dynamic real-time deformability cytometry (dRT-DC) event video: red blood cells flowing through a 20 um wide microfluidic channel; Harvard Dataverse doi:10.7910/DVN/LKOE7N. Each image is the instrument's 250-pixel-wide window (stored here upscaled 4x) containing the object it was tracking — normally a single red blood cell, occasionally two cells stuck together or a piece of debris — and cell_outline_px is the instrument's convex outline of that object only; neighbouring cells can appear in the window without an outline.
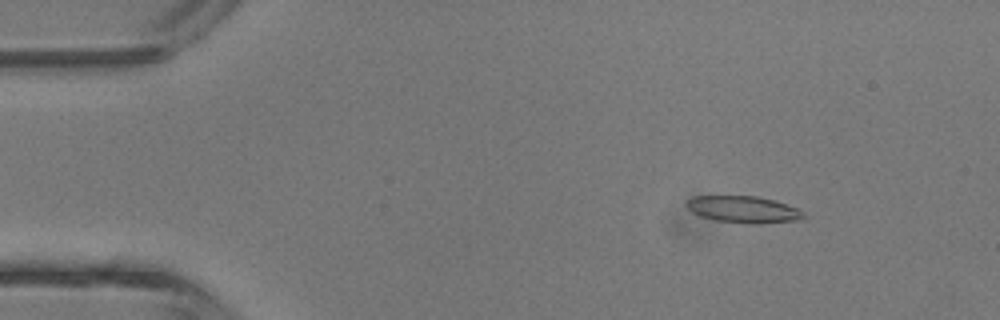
{"species": "common noctule bat (a hibernating species)", "species_latin": "Nyctalus noctula", "temperature_condition": "room temperature", "stored_images_in_passage": 4, "camera_frame_rate_fps": 3000, "um_per_image_px": 0.085, "animal": {"sex": "male", "body_mass_g": 13.3}, "frame": {"image": 1, "passage_image": 2, "time_ms": 1.333, "image_size_px": [1000, 320], "cell_outline_px": [[808, 216], [804, 220], [760, 224], [744, 224], [716, 220], [700, 216], [692, 212], [688, 208], [688, 200], [692, 196], [756, 196], [772, 200], [796, 208], [804, 212]], "centroid_in_image_um": [63.25, 17.83], "position_along_channel_um": 21.7, "area_um2": 18.38}}